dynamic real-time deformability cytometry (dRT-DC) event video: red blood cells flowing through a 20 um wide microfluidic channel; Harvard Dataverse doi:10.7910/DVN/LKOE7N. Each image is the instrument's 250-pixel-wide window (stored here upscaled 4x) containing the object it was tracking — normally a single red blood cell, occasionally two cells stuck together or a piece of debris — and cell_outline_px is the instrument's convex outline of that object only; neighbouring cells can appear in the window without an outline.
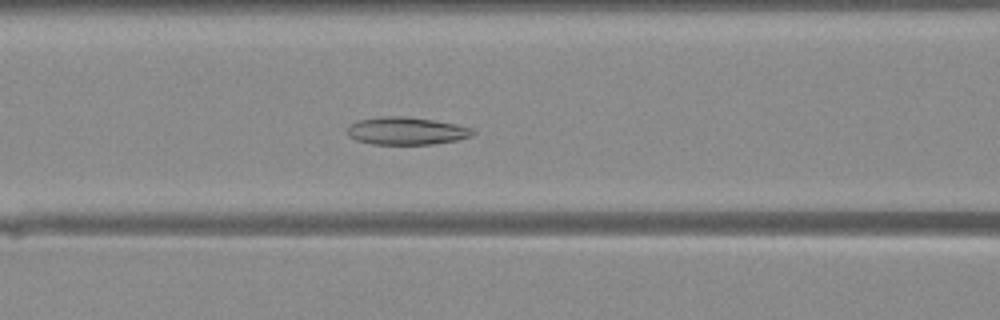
{"species": "Egyptian fruit bat (a non-hibernating species)", "species_latin": "Rousettus aegyptiacus", "temperature_condition": "warm", "stored_images_in_passage": 43, "camera_frame_rate_fps": 3000, "um_per_image_px": 0.085, "animal": {"sex": "female"}, "frame": {"image": 1, "passage_image": 19, "time_ms": 6.0, "image_size_px": [1000, 320], "cell_outline_px": [[476, 132], [472, 136], [456, 140], [432, 144], [372, 144], [356, 140], [348, 136], [348, 128], [356, 120], [384, 116], [404, 116], [432, 120], [456, 124], [472, 128]], "centroid_in_image_um": [34.55, 11.13], "position_along_channel_um": 132.1, "area_um2": 20.11}}
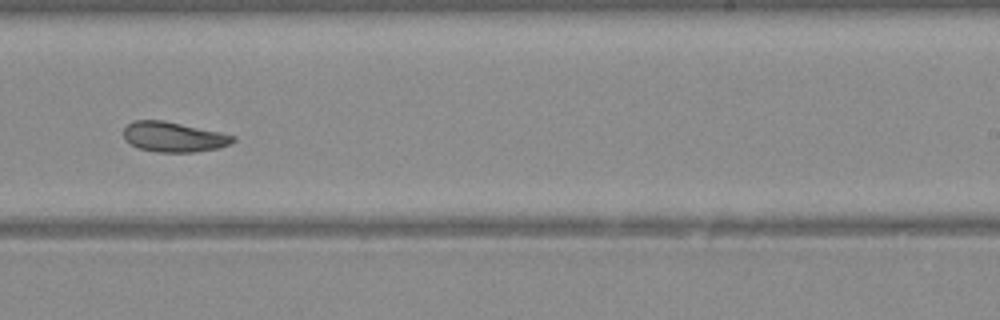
{"frame": {"image": 2, "passage_image": 28, "time_ms": 9.0, "image_size_px": [1000, 320], "cell_outline_px": [[236, 140], [232, 144], [216, 148], [192, 152], [156, 152], [136, 148], [124, 136], [124, 128], [128, 124], [136, 120], [164, 120], [220, 132], [236, 136]], "centroid_in_image_um": [14.78, 11.64], "position_along_channel_um": 274.2, "area_um2": 19.07}}
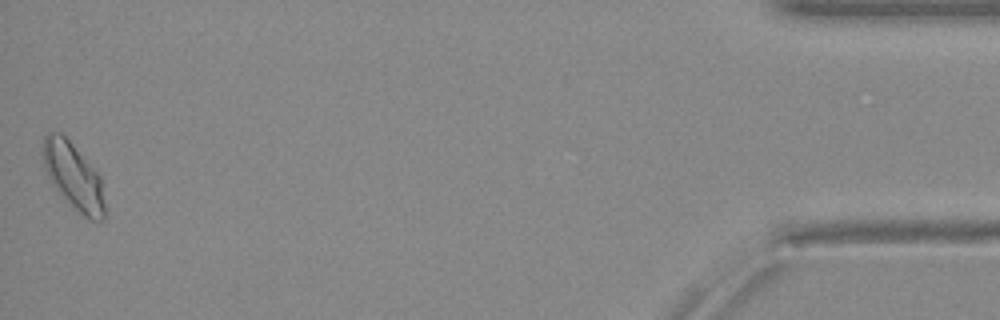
{"frame": {"image": 3, "passage_image": 43, "time_ms": 14.0, "image_size_px": [1000, 320], "cell_outline_px": [[104, 220], [92, 220], [84, 216], [64, 196], [52, 180], [44, 164], [44, 136], [48, 132], [60, 132], [72, 144], [100, 176], [104, 204]], "centroid_in_image_um": [6.28, 14.96], "position_along_channel_um": 428.9, "area_um2": 22.54}}